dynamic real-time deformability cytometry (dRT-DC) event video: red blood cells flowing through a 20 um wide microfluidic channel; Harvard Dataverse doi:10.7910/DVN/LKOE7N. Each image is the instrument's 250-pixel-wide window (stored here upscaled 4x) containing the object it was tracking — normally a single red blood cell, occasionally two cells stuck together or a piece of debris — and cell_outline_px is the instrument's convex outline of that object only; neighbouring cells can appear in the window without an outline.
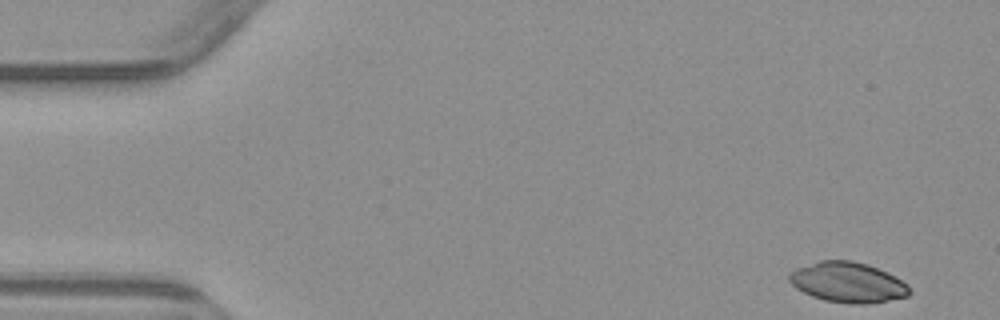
{"species": "common noctule bat (a hibernating species)", "species_latin": "Nyctalus noctula", "temperature_condition": "warm", "stored_images_in_passage": 5, "camera_frame_rate_fps": 3000, "um_per_image_px": 0.085, "animal": {"sex": "male", "body_mass_g": 23.1, "forearm_length_mm": 52.7}, "frame": {"image": 1, "passage_image": 1, "time_ms": 0.0, "image_size_px": [1000, 320], "cell_outline_px": [[912, 292], [908, 296], [868, 304], [848, 304], [824, 300], [812, 296], [796, 288], [788, 280], [788, 272], [796, 268], [820, 260], [852, 260], [868, 264], [896, 276], [908, 284]], "centroid_in_image_um": [72.07, 23.99], "position_along_channel_um": 12.9, "area_um2": 28.5}}